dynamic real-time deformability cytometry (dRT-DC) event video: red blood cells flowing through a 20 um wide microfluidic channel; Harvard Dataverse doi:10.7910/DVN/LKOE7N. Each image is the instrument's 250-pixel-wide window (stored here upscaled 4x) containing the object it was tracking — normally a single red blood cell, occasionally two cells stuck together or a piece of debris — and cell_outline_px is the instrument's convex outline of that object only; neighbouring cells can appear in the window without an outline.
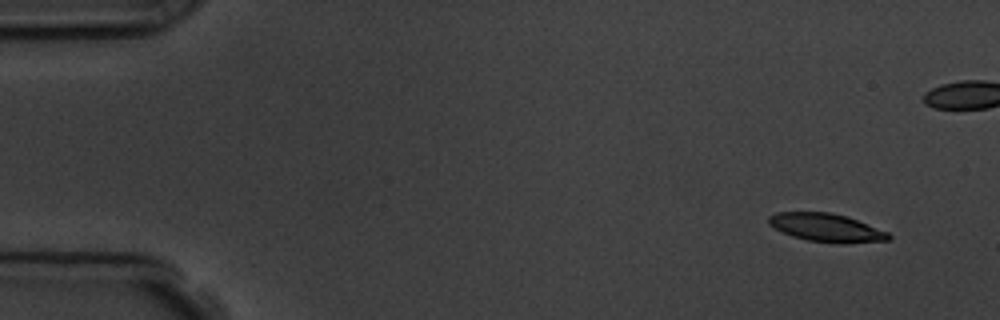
{"species": "common noctule bat (a hibernating species)", "species_latin": "Nyctalus noctula", "temperature_condition": "room temperature", "stored_images_in_passage": 10, "camera_frame_rate_fps": 3000, "um_per_image_px": 0.085, "animal": {"sex": "male", "body_mass_g": 19.5, "forearm_length_mm": 54.6}, "frame": {"image": 1, "passage_image": 1, "time_ms": 0.0, "image_size_px": [1000, 320], "cell_outline_px": [[892, 236], [888, 240], [844, 244], [840, 244], [808, 240], [792, 236], [768, 224], [768, 216], [776, 212], [828, 212], [848, 216], [888, 232]], "centroid_in_image_um": [70.26, 19.35], "position_along_channel_um": 14.7, "area_um2": 19.77}}